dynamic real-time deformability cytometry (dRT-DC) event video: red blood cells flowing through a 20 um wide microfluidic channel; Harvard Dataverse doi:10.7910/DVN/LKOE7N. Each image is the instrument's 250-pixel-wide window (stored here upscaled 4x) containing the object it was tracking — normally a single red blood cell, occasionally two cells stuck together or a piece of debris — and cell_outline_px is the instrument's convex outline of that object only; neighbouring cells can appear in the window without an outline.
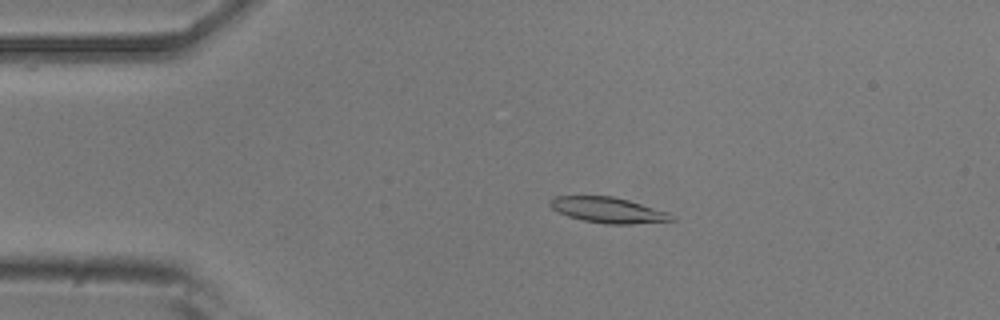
{"species": "common noctule bat (a hibernating species)", "species_latin": "Nyctalus noctula", "temperature_condition": "room temperature", "stored_images_in_passage": 52, "camera_frame_rate_fps": 3000, "um_per_image_px": 0.085, "animal": {"sex": "male", "body_mass_g": 20.5, "forearm_length_mm": 52.5}, "frame": {"image": 1, "passage_image": 10, "time_ms": 3.0, "image_size_px": [1000, 320], "cell_outline_px": [[676, 220], [632, 224], [604, 224], [584, 220], [568, 216], [552, 208], [548, 204], [548, 200], [552, 196], [612, 196], [628, 200], [668, 212], [676, 216]], "centroid_in_image_um": [51.69, 17.85], "position_along_channel_um": 33.3, "area_um2": 18.15}}
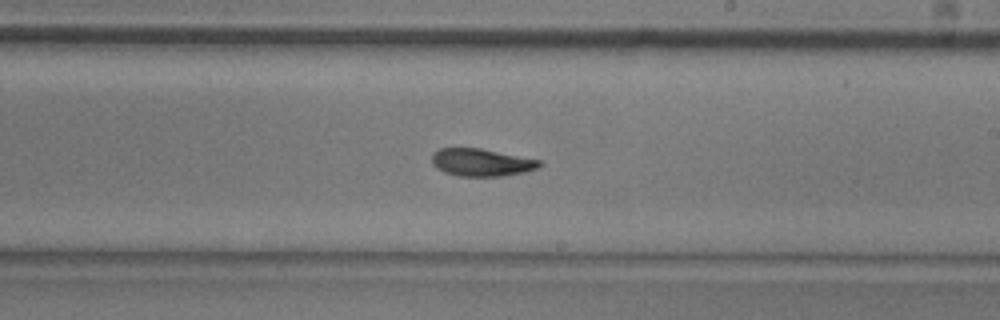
{"frame": {"image": 2, "passage_image": 30, "time_ms": 9.667, "image_size_px": [1000, 320], "cell_outline_px": [[544, 164], [540, 168], [524, 172], [504, 176], [460, 176], [444, 172], [436, 168], [432, 164], [432, 152], [440, 148], [480, 148], [540, 160]], "centroid_in_image_um": [40.93, 13.81], "position_along_channel_um": 248.1, "area_um2": 17.4}}
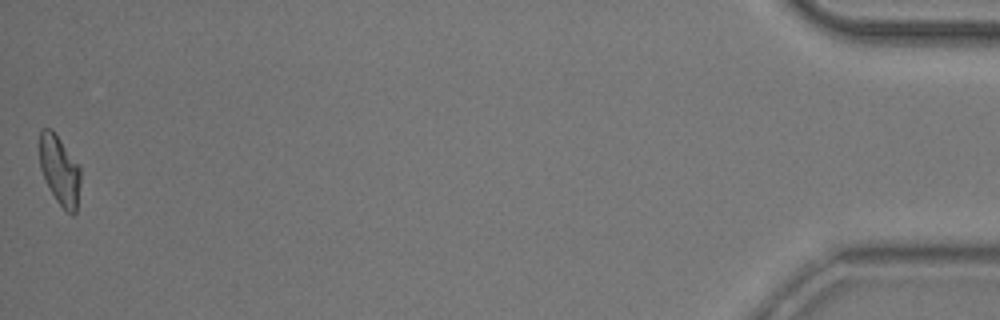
{"frame": {"image": 3, "passage_image": 52, "time_ms": 17.0, "image_size_px": [1000, 320], "cell_outline_px": [[80, 184], [76, 212], [72, 216], [56, 200], [40, 168], [40, 128], [52, 128], [80, 164]], "centroid_in_image_um": [5.09, 14.43], "position_along_channel_um": 430.1, "area_um2": 16.59}, "authors_computed_cell_mechanics": {"area_um2": 17.7446, "velocity_mm_per_s": 3.8161, "shape_relaxation_time_tau1_ms": 5.3254, "shape_relaxation_time_tau2_ms": 3.4668, "deformation_change_tau1": 0.1716, "deformation_change_tau2": 0.0862}}